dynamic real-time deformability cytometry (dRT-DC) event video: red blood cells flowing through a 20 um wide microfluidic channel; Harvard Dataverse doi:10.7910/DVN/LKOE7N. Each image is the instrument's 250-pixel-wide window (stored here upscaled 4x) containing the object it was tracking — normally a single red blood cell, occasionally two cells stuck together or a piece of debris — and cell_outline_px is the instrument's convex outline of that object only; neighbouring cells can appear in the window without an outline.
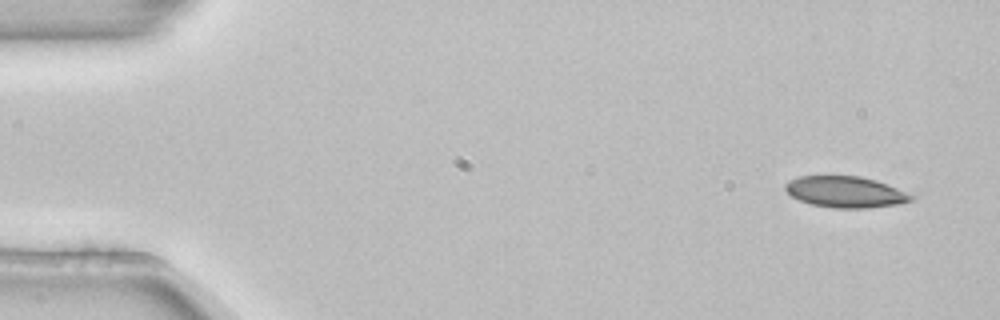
{"species": "common noctule bat (a hibernating species)", "species_latin": "Nyctalus noctula", "temperature_condition": "room temperature", "stored_images_in_passage": 4, "camera_frame_rate_fps": 3000, "um_per_image_px": 0.085, "animal": {"sex": "female", "body_mass_g": 22.7, "forearm_length_mm": 54.2}, "frame": {"image": 1, "passage_image": 1, "time_ms": 0.0, "image_size_px": [1000, 320], "cell_outline_px": [[916, 196], [912, 200], [896, 204], [864, 208], [832, 208], [812, 204], [800, 200], [792, 196], [784, 188], [784, 184], [800, 176], [860, 176], [876, 180]], "centroid_in_image_um": [71.86, 16.31], "position_along_channel_um": 13.1, "area_um2": 22.6}}
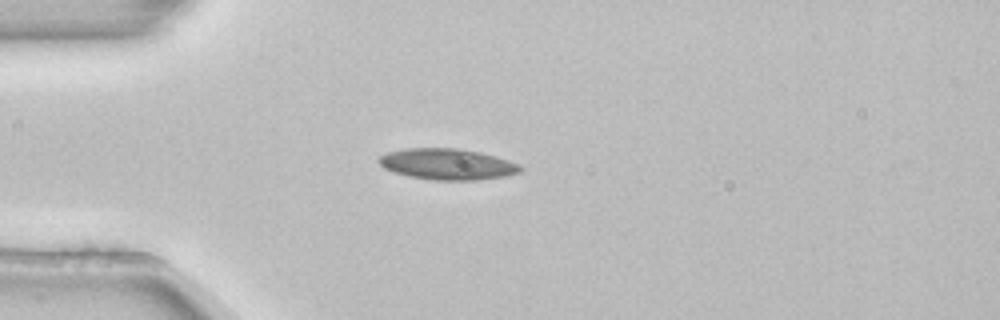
{"frame": {"image": 2, "passage_image": 4, "time_ms": 1.0, "image_size_px": [1000, 320], "cell_outline_px": [[524, 168], [520, 172], [504, 176], [480, 180], [432, 180], [408, 176], [384, 168], [376, 160], [380, 156], [388, 152], [404, 148], [456, 148], [480, 152], [496, 156], [508, 160]], "centroid_in_image_um": [38.01, 13.95], "position_along_channel_um": 47.0, "area_um2": 25.61}}